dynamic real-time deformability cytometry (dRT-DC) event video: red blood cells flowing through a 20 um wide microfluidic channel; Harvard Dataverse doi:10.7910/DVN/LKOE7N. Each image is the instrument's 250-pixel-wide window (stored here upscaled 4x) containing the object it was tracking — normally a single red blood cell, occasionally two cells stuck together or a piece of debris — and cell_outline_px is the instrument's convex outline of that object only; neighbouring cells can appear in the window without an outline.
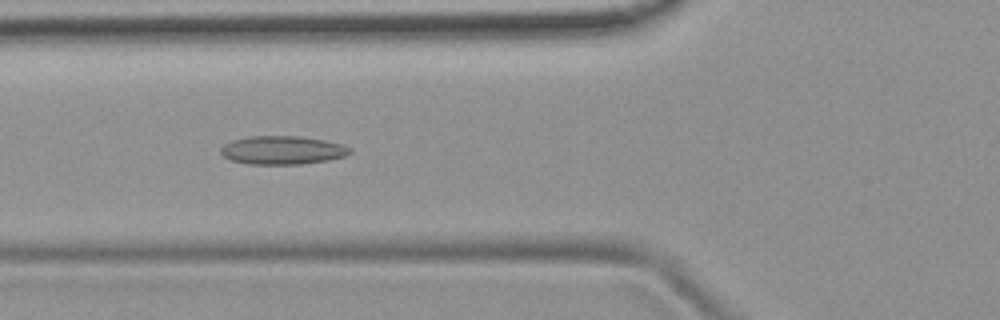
{"species": "common noctule bat (a hibernating species)", "species_latin": "Nyctalus noctula", "temperature_condition": "room temperature", "stored_images_in_passage": 51, "camera_frame_rate_fps": 3000, "um_per_image_px": 0.085, "animal": {"sex": "female", "body_mass_g": 19.9}, "frame": {"image": 1, "passage_image": 18, "time_ms": 5.667, "image_size_px": [1000, 320], "cell_outline_px": [[352, 152], [344, 156], [328, 160], [300, 164], [248, 164], [232, 160], [224, 156], [220, 152], [220, 148], [224, 144], [232, 140], [248, 136], [300, 136], [324, 140], [340, 144], [352, 148]], "centroid_in_image_um": [23.99, 12.76], "position_along_channel_um": 101.8, "area_um2": 21.39}}
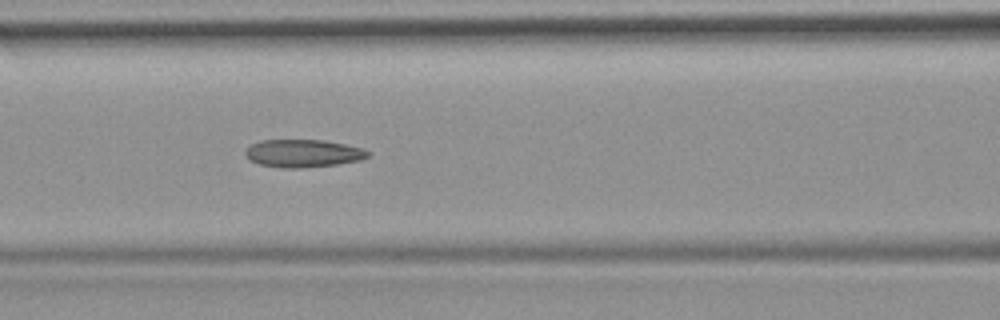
{"frame": {"image": 2, "passage_image": 21, "time_ms": 6.667, "image_size_px": [1000, 320], "cell_outline_px": [[368, 156], [360, 160], [336, 164], [300, 168], [284, 168], [260, 164], [252, 160], [244, 152], [252, 144], [260, 140], [324, 140], [364, 148], [368, 152]], "centroid_in_image_um": [25.78, 13.02], "position_along_channel_um": 140.8, "area_um2": 19.54}}
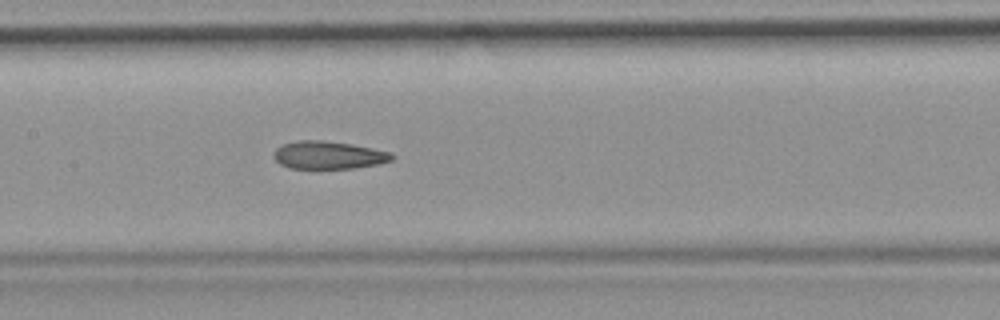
{"frame": {"image": 3, "passage_image": 24, "time_ms": 7.667, "image_size_px": [1000, 320], "cell_outline_px": [[396, 156], [392, 160], [380, 164], [356, 168], [288, 168], [280, 164], [272, 156], [272, 152], [276, 148], [284, 144], [296, 140], [324, 140], [352, 144], [392, 152]], "centroid_in_image_um": [27.93, 13.18], "position_along_channel_um": 179.5, "area_um2": 19.42}, "authors_computed_cell_mechanics": {"area_um2": 20.1722, "velocity_mm_per_s": 3.8776, "shape_relaxation_time_tau1_ms": null, "shape_relaxation_time_tau2_ms": 3.6061, "deformation_change_tau1": null, "deformation_change_tau2": 0.1255}}